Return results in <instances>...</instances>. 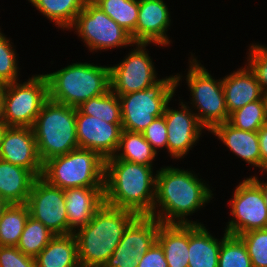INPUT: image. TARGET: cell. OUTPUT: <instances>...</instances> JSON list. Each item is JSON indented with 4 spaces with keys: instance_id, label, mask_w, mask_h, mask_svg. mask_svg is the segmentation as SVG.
Here are the masks:
<instances>
[{
    "instance_id": "6da1fadb",
    "label": "cell",
    "mask_w": 267,
    "mask_h": 267,
    "mask_svg": "<svg viewBox=\"0 0 267 267\" xmlns=\"http://www.w3.org/2000/svg\"><path fill=\"white\" fill-rule=\"evenodd\" d=\"M212 195L206 183L193 172L163 167L156 173L155 202L151 216L164 224H201L188 220L186 216L204 207ZM156 207L157 210L160 207L158 212Z\"/></svg>"
},
{
    "instance_id": "7a4b0ae2",
    "label": "cell",
    "mask_w": 267,
    "mask_h": 267,
    "mask_svg": "<svg viewBox=\"0 0 267 267\" xmlns=\"http://www.w3.org/2000/svg\"><path fill=\"white\" fill-rule=\"evenodd\" d=\"M152 167L125 160H105L104 203L136 215H152L156 188Z\"/></svg>"
},
{
    "instance_id": "3957f363",
    "label": "cell",
    "mask_w": 267,
    "mask_h": 267,
    "mask_svg": "<svg viewBox=\"0 0 267 267\" xmlns=\"http://www.w3.org/2000/svg\"><path fill=\"white\" fill-rule=\"evenodd\" d=\"M137 216L130 210L104 203L87 225L73 232L80 267H103L118 246L127 226Z\"/></svg>"
},
{
    "instance_id": "277c9868",
    "label": "cell",
    "mask_w": 267,
    "mask_h": 267,
    "mask_svg": "<svg viewBox=\"0 0 267 267\" xmlns=\"http://www.w3.org/2000/svg\"><path fill=\"white\" fill-rule=\"evenodd\" d=\"M44 75L48 99L71 107L78 108L83 102L111 90L109 66L80 62Z\"/></svg>"
},
{
    "instance_id": "5b68a950",
    "label": "cell",
    "mask_w": 267,
    "mask_h": 267,
    "mask_svg": "<svg viewBox=\"0 0 267 267\" xmlns=\"http://www.w3.org/2000/svg\"><path fill=\"white\" fill-rule=\"evenodd\" d=\"M32 128L43 164L51 158L79 148L76 135V107L48 99Z\"/></svg>"
},
{
    "instance_id": "8992f818",
    "label": "cell",
    "mask_w": 267,
    "mask_h": 267,
    "mask_svg": "<svg viewBox=\"0 0 267 267\" xmlns=\"http://www.w3.org/2000/svg\"><path fill=\"white\" fill-rule=\"evenodd\" d=\"M63 190L78 187H104L105 159L96 151L77 148L43 164L42 176Z\"/></svg>"
},
{
    "instance_id": "52a82bcc",
    "label": "cell",
    "mask_w": 267,
    "mask_h": 267,
    "mask_svg": "<svg viewBox=\"0 0 267 267\" xmlns=\"http://www.w3.org/2000/svg\"><path fill=\"white\" fill-rule=\"evenodd\" d=\"M180 76L162 78L149 88L118 96L122 129L141 133L155 118L162 116L179 85Z\"/></svg>"
},
{
    "instance_id": "ba28073f",
    "label": "cell",
    "mask_w": 267,
    "mask_h": 267,
    "mask_svg": "<svg viewBox=\"0 0 267 267\" xmlns=\"http://www.w3.org/2000/svg\"><path fill=\"white\" fill-rule=\"evenodd\" d=\"M191 58L186 75L187 85L192 94L191 104L199 111L195 114L200 124L211 131L216 125L228 122L229 119L222 80L213 79L196 58Z\"/></svg>"
},
{
    "instance_id": "9c48e42d",
    "label": "cell",
    "mask_w": 267,
    "mask_h": 267,
    "mask_svg": "<svg viewBox=\"0 0 267 267\" xmlns=\"http://www.w3.org/2000/svg\"><path fill=\"white\" fill-rule=\"evenodd\" d=\"M4 121L7 126L33 127L43 104L48 100L45 75H35L28 82L1 86Z\"/></svg>"
},
{
    "instance_id": "30bf717a",
    "label": "cell",
    "mask_w": 267,
    "mask_h": 267,
    "mask_svg": "<svg viewBox=\"0 0 267 267\" xmlns=\"http://www.w3.org/2000/svg\"><path fill=\"white\" fill-rule=\"evenodd\" d=\"M72 27L77 30L78 36L84 40L91 51L135 44L131 35L91 0L85 3Z\"/></svg>"
},
{
    "instance_id": "8fae6325",
    "label": "cell",
    "mask_w": 267,
    "mask_h": 267,
    "mask_svg": "<svg viewBox=\"0 0 267 267\" xmlns=\"http://www.w3.org/2000/svg\"><path fill=\"white\" fill-rule=\"evenodd\" d=\"M230 206L233 218L226 225L228 234L238 236L267 228V207L262 190L250 177L236 187Z\"/></svg>"
},
{
    "instance_id": "7c38bea8",
    "label": "cell",
    "mask_w": 267,
    "mask_h": 267,
    "mask_svg": "<svg viewBox=\"0 0 267 267\" xmlns=\"http://www.w3.org/2000/svg\"><path fill=\"white\" fill-rule=\"evenodd\" d=\"M135 45L123 61L110 66L111 90L118 96L144 90L160 80L156 76L152 59L145 51L148 43Z\"/></svg>"
},
{
    "instance_id": "4fadbf2b",
    "label": "cell",
    "mask_w": 267,
    "mask_h": 267,
    "mask_svg": "<svg viewBox=\"0 0 267 267\" xmlns=\"http://www.w3.org/2000/svg\"><path fill=\"white\" fill-rule=\"evenodd\" d=\"M30 216L41 222L55 235H68V219L64 190L37 177L27 203Z\"/></svg>"
},
{
    "instance_id": "5bb4252c",
    "label": "cell",
    "mask_w": 267,
    "mask_h": 267,
    "mask_svg": "<svg viewBox=\"0 0 267 267\" xmlns=\"http://www.w3.org/2000/svg\"><path fill=\"white\" fill-rule=\"evenodd\" d=\"M160 221L138 215L126 228L118 246L103 267H137L138 260L157 241Z\"/></svg>"
},
{
    "instance_id": "9a60e30c",
    "label": "cell",
    "mask_w": 267,
    "mask_h": 267,
    "mask_svg": "<svg viewBox=\"0 0 267 267\" xmlns=\"http://www.w3.org/2000/svg\"><path fill=\"white\" fill-rule=\"evenodd\" d=\"M122 123H107L83 114L76 108V135L79 148L93 150L104 159L112 157L118 148Z\"/></svg>"
},
{
    "instance_id": "2e32d148",
    "label": "cell",
    "mask_w": 267,
    "mask_h": 267,
    "mask_svg": "<svg viewBox=\"0 0 267 267\" xmlns=\"http://www.w3.org/2000/svg\"><path fill=\"white\" fill-rule=\"evenodd\" d=\"M0 159L24 167L36 177L42 176L43 162L31 127L7 126L1 140Z\"/></svg>"
},
{
    "instance_id": "e0dca14e",
    "label": "cell",
    "mask_w": 267,
    "mask_h": 267,
    "mask_svg": "<svg viewBox=\"0 0 267 267\" xmlns=\"http://www.w3.org/2000/svg\"><path fill=\"white\" fill-rule=\"evenodd\" d=\"M178 111L168 107L164 111L167 127V150L174 159L184 157L199 140L204 127L190 107L180 103Z\"/></svg>"
},
{
    "instance_id": "ac0fdd59",
    "label": "cell",
    "mask_w": 267,
    "mask_h": 267,
    "mask_svg": "<svg viewBox=\"0 0 267 267\" xmlns=\"http://www.w3.org/2000/svg\"><path fill=\"white\" fill-rule=\"evenodd\" d=\"M170 11L163 0H139L135 43L168 45L167 28L170 26Z\"/></svg>"
},
{
    "instance_id": "d6986e66",
    "label": "cell",
    "mask_w": 267,
    "mask_h": 267,
    "mask_svg": "<svg viewBox=\"0 0 267 267\" xmlns=\"http://www.w3.org/2000/svg\"><path fill=\"white\" fill-rule=\"evenodd\" d=\"M68 234L87 225L104 204V187H78L64 190Z\"/></svg>"
},
{
    "instance_id": "ffe728a7",
    "label": "cell",
    "mask_w": 267,
    "mask_h": 267,
    "mask_svg": "<svg viewBox=\"0 0 267 267\" xmlns=\"http://www.w3.org/2000/svg\"><path fill=\"white\" fill-rule=\"evenodd\" d=\"M222 85L229 114L264 96L255 74L248 66L225 76Z\"/></svg>"
},
{
    "instance_id": "44dd1931",
    "label": "cell",
    "mask_w": 267,
    "mask_h": 267,
    "mask_svg": "<svg viewBox=\"0 0 267 267\" xmlns=\"http://www.w3.org/2000/svg\"><path fill=\"white\" fill-rule=\"evenodd\" d=\"M234 154L261 169V154L258 132L244 131L235 128L228 122L216 125L211 131Z\"/></svg>"
},
{
    "instance_id": "7402d4cb",
    "label": "cell",
    "mask_w": 267,
    "mask_h": 267,
    "mask_svg": "<svg viewBox=\"0 0 267 267\" xmlns=\"http://www.w3.org/2000/svg\"><path fill=\"white\" fill-rule=\"evenodd\" d=\"M214 238L203 224H188V267H218L224 240Z\"/></svg>"
},
{
    "instance_id": "603a6c76",
    "label": "cell",
    "mask_w": 267,
    "mask_h": 267,
    "mask_svg": "<svg viewBox=\"0 0 267 267\" xmlns=\"http://www.w3.org/2000/svg\"><path fill=\"white\" fill-rule=\"evenodd\" d=\"M36 178L30 170L0 159V197L9 204L27 203Z\"/></svg>"
},
{
    "instance_id": "cb8c5ba5",
    "label": "cell",
    "mask_w": 267,
    "mask_h": 267,
    "mask_svg": "<svg viewBox=\"0 0 267 267\" xmlns=\"http://www.w3.org/2000/svg\"><path fill=\"white\" fill-rule=\"evenodd\" d=\"M157 242L164 251L168 267H188V224L160 223Z\"/></svg>"
},
{
    "instance_id": "d4e9b609",
    "label": "cell",
    "mask_w": 267,
    "mask_h": 267,
    "mask_svg": "<svg viewBox=\"0 0 267 267\" xmlns=\"http://www.w3.org/2000/svg\"><path fill=\"white\" fill-rule=\"evenodd\" d=\"M35 260L36 267H80L74 234L55 235Z\"/></svg>"
},
{
    "instance_id": "484cf974",
    "label": "cell",
    "mask_w": 267,
    "mask_h": 267,
    "mask_svg": "<svg viewBox=\"0 0 267 267\" xmlns=\"http://www.w3.org/2000/svg\"><path fill=\"white\" fill-rule=\"evenodd\" d=\"M156 154L157 152L145 140L142 133L122 130L116 154L105 160H125L152 166Z\"/></svg>"
},
{
    "instance_id": "4316f807",
    "label": "cell",
    "mask_w": 267,
    "mask_h": 267,
    "mask_svg": "<svg viewBox=\"0 0 267 267\" xmlns=\"http://www.w3.org/2000/svg\"><path fill=\"white\" fill-rule=\"evenodd\" d=\"M37 10L62 29H71L88 0H28Z\"/></svg>"
},
{
    "instance_id": "83f0119b",
    "label": "cell",
    "mask_w": 267,
    "mask_h": 267,
    "mask_svg": "<svg viewBox=\"0 0 267 267\" xmlns=\"http://www.w3.org/2000/svg\"><path fill=\"white\" fill-rule=\"evenodd\" d=\"M111 19L131 35L135 43V29L138 20L139 0H91Z\"/></svg>"
},
{
    "instance_id": "f1b7e54d",
    "label": "cell",
    "mask_w": 267,
    "mask_h": 267,
    "mask_svg": "<svg viewBox=\"0 0 267 267\" xmlns=\"http://www.w3.org/2000/svg\"><path fill=\"white\" fill-rule=\"evenodd\" d=\"M29 216L26 203L8 205L0 218V246H17Z\"/></svg>"
},
{
    "instance_id": "f546056e",
    "label": "cell",
    "mask_w": 267,
    "mask_h": 267,
    "mask_svg": "<svg viewBox=\"0 0 267 267\" xmlns=\"http://www.w3.org/2000/svg\"><path fill=\"white\" fill-rule=\"evenodd\" d=\"M78 109L107 123H122L120 99L112 90L83 102Z\"/></svg>"
},
{
    "instance_id": "4dcf8cb0",
    "label": "cell",
    "mask_w": 267,
    "mask_h": 267,
    "mask_svg": "<svg viewBox=\"0 0 267 267\" xmlns=\"http://www.w3.org/2000/svg\"><path fill=\"white\" fill-rule=\"evenodd\" d=\"M54 237L46 226L29 216L17 247L23 254L35 258Z\"/></svg>"
},
{
    "instance_id": "1f68e13d",
    "label": "cell",
    "mask_w": 267,
    "mask_h": 267,
    "mask_svg": "<svg viewBox=\"0 0 267 267\" xmlns=\"http://www.w3.org/2000/svg\"><path fill=\"white\" fill-rule=\"evenodd\" d=\"M228 123L240 130L258 132L267 123L264 96L230 113Z\"/></svg>"
},
{
    "instance_id": "d6a6232c",
    "label": "cell",
    "mask_w": 267,
    "mask_h": 267,
    "mask_svg": "<svg viewBox=\"0 0 267 267\" xmlns=\"http://www.w3.org/2000/svg\"><path fill=\"white\" fill-rule=\"evenodd\" d=\"M218 267H252L246 245L239 236L225 231L219 251Z\"/></svg>"
},
{
    "instance_id": "836d02e7",
    "label": "cell",
    "mask_w": 267,
    "mask_h": 267,
    "mask_svg": "<svg viewBox=\"0 0 267 267\" xmlns=\"http://www.w3.org/2000/svg\"><path fill=\"white\" fill-rule=\"evenodd\" d=\"M246 245L252 267H267V228L238 235Z\"/></svg>"
},
{
    "instance_id": "e575fe53",
    "label": "cell",
    "mask_w": 267,
    "mask_h": 267,
    "mask_svg": "<svg viewBox=\"0 0 267 267\" xmlns=\"http://www.w3.org/2000/svg\"><path fill=\"white\" fill-rule=\"evenodd\" d=\"M11 44L0 31V86L18 81L17 55Z\"/></svg>"
},
{
    "instance_id": "d590c367",
    "label": "cell",
    "mask_w": 267,
    "mask_h": 267,
    "mask_svg": "<svg viewBox=\"0 0 267 267\" xmlns=\"http://www.w3.org/2000/svg\"><path fill=\"white\" fill-rule=\"evenodd\" d=\"M246 66L255 74L264 95H267V47L252 44L249 49Z\"/></svg>"
},
{
    "instance_id": "8d00e7d4",
    "label": "cell",
    "mask_w": 267,
    "mask_h": 267,
    "mask_svg": "<svg viewBox=\"0 0 267 267\" xmlns=\"http://www.w3.org/2000/svg\"><path fill=\"white\" fill-rule=\"evenodd\" d=\"M141 133L156 152L160 148L167 149V127L164 115L155 118Z\"/></svg>"
},
{
    "instance_id": "74e56055",
    "label": "cell",
    "mask_w": 267,
    "mask_h": 267,
    "mask_svg": "<svg viewBox=\"0 0 267 267\" xmlns=\"http://www.w3.org/2000/svg\"><path fill=\"white\" fill-rule=\"evenodd\" d=\"M0 267H36V260L17 246H0Z\"/></svg>"
},
{
    "instance_id": "f35d334b",
    "label": "cell",
    "mask_w": 267,
    "mask_h": 267,
    "mask_svg": "<svg viewBox=\"0 0 267 267\" xmlns=\"http://www.w3.org/2000/svg\"><path fill=\"white\" fill-rule=\"evenodd\" d=\"M137 267H168L164 251L157 241L139 258Z\"/></svg>"
},
{
    "instance_id": "ab89813d",
    "label": "cell",
    "mask_w": 267,
    "mask_h": 267,
    "mask_svg": "<svg viewBox=\"0 0 267 267\" xmlns=\"http://www.w3.org/2000/svg\"><path fill=\"white\" fill-rule=\"evenodd\" d=\"M259 148L261 154V169L267 171V123L258 130Z\"/></svg>"
},
{
    "instance_id": "60d3db41",
    "label": "cell",
    "mask_w": 267,
    "mask_h": 267,
    "mask_svg": "<svg viewBox=\"0 0 267 267\" xmlns=\"http://www.w3.org/2000/svg\"><path fill=\"white\" fill-rule=\"evenodd\" d=\"M262 190V195L264 197L265 205L267 207V182L258 180L256 176L250 177Z\"/></svg>"
},
{
    "instance_id": "b9f144b4",
    "label": "cell",
    "mask_w": 267,
    "mask_h": 267,
    "mask_svg": "<svg viewBox=\"0 0 267 267\" xmlns=\"http://www.w3.org/2000/svg\"><path fill=\"white\" fill-rule=\"evenodd\" d=\"M0 124H6L4 121V110H3V99H2L1 86H0Z\"/></svg>"
},
{
    "instance_id": "7bdbcfd3",
    "label": "cell",
    "mask_w": 267,
    "mask_h": 267,
    "mask_svg": "<svg viewBox=\"0 0 267 267\" xmlns=\"http://www.w3.org/2000/svg\"><path fill=\"white\" fill-rule=\"evenodd\" d=\"M9 203L4 200L2 197H0V218L2 217V214L4 210L8 207Z\"/></svg>"
},
{
    "instance_id": "ee69618b",
    "label": "cell",
    "mask_w": 267,
    "mask_h": 267,
    "mask_svg": "<svg viewBox=\"0 0 267 267\" xmlns=\"http://www.w3.org/2000/svg\"><path fill=\"white\" fill-rule=\"evenodd\" d=\"M6 128H7V124H0V146H1L2 136Z\"/></svg>"
},
{
    "instance_id": "f6af8a7d",
    "label": "cell",
    "mask_w": 267,
    "mask_h": 267,
    "mask_svg": "<svg viewBox=\"0 0 267 267\" xmlns=\"http://www.w3.org/2000/svg\"><path fill=\"white\" fill-rule=\"evenodd\" d=\"M265 99V111H266V121H267V95H264Z\"/></svg>"
}]
</instances>
